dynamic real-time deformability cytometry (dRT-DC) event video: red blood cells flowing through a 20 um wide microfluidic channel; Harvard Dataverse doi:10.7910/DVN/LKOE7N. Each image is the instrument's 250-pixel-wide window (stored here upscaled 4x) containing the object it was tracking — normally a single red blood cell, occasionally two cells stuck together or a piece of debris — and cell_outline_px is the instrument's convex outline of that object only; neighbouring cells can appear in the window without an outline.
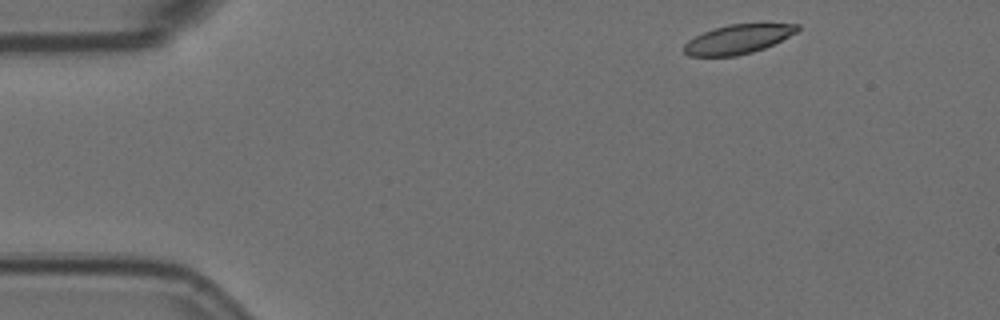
{"species": "Egyptian fruit bat (a non-hibernating species)", "species_latin": "Rousettus aegyptiacus", "temperature_condition": "room temperature", "stored_images_in_passage": 9, "camera_frame_rate_fps": 3000, "um_per_image_px": 0.085, "animal": {"sex": "female"}, "frame": {"image": 1, "passage_image": 1, "time_ms": 0.0, "image_size_px": [1000, 320], "cell_outline_px": [[800, 28], [796, 32], [764, 48], [752, 52], [736, 56], [688, 56], [684, 52], [684, 44], [688, 40], [704, 32], [728, 24], [800, 24]], "centroid_in_image_um": [62.69, 3.34], "position_along_channel_um": 22.3, "area_um2": 18.96}}
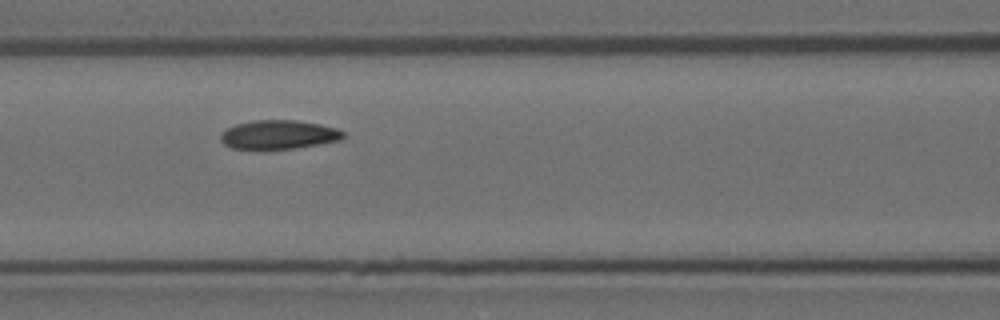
{"frame": {"image": 2, "passage_image": 6, "time_ms": 1.667, "image_size_px": [1000, 320], "cell_outline_px": [[344, 136], [340, 140], [296, 148], [232, 148], [224, 144], [220, 140], [220, 136], [228, 128], [236, 124], [252, 120], [296, 120], [320, 124], [336, 128], [344, 132]], "centroid_in_image_um": [23.7, 11.43], "position_along_channel_um": 142.9, "area_um2": 20.35}}
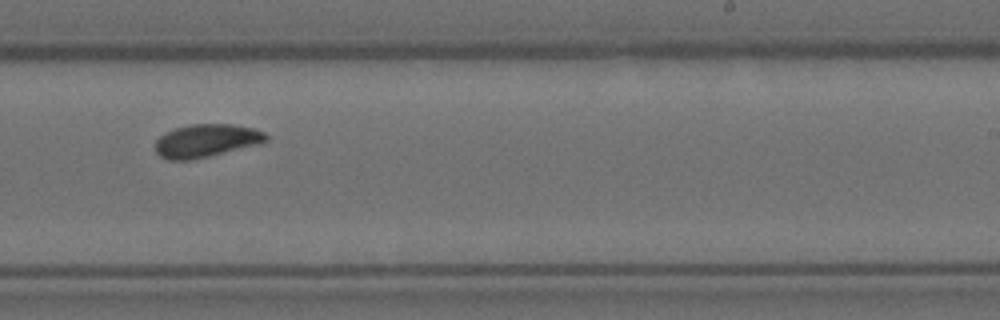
{"frame": {"image": 3, "passage_image": 9, "time_ms": 2.667, "image_size_px": [1000, 320], "cell_outline_px": [[268, 140], [260, 144], [192, 160], [168, 160], [160, 156], [156, 152], [156, 140], [164, 132], [176, 128], [192, 124], [232, 124], [252, 128], [264, 132], [268, 136]], "centroid_in_image_um": [17.53, 11.96], "position_along_channel_um": 271.5, "area_um2": 21.33}}